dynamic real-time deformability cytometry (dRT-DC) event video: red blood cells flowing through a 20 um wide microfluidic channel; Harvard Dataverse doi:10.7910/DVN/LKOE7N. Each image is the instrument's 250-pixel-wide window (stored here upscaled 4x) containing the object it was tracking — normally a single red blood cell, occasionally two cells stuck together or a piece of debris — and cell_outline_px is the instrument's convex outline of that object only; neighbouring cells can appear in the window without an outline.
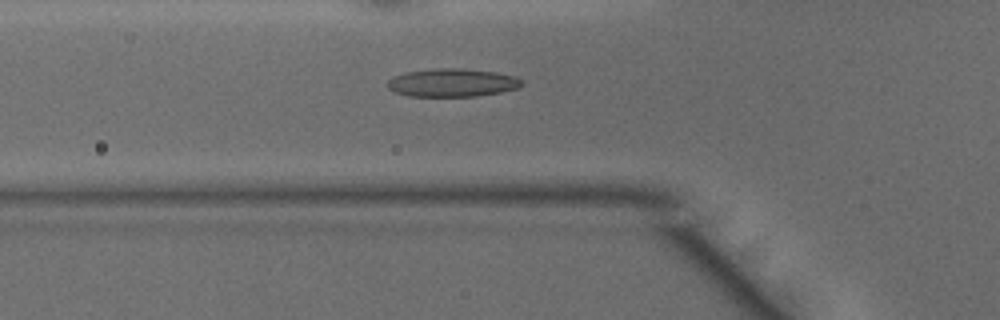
{"species": "common noctule bat (a hibernating species)", "species_latin": "Nyctalus noctula", "temperature_condition": "warm", "stored_images_in_passage": 40, "camera_frame_rate_fps": 3000, "um_per_image_px": 0.085, "animal": {"sex": "male", "body_mass_g": 15.6}, "frame": {"image": 1, "passage_image": 15, "time_ms": 4.667, "image_size_px": [1000, 320], "cell_outline_px": [[524, 84], [520, 88], [500, 92], [476, 96], [408, 96], [396, 92], [388, 88], [388, 80], [392, 76], [404, 72], [440, 68], [460, 68], [496, 72], [516, 76]], "centroid_in_image_um": [38.45, 7.02], "position_along_channel_um": 87.3, "area_um2": 22.08}}
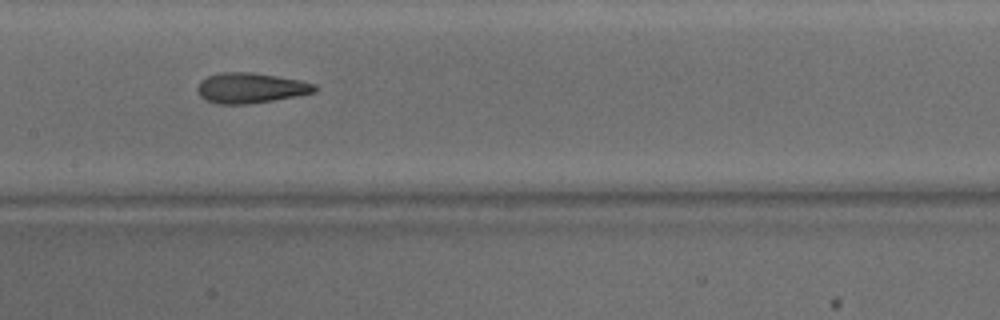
{"frame": {"image": 2, "passage_image": 22, "time_ms": 7.0, "image_size_px": [1000, 320], "cell_outline_px": [[316, 92], [296, 96], [248, 104], [220, 104], [204, 100], [200, 96], [196, 88], [200, 80], [208, 76], [220, 72], [252, 72], [300, 80], [316, 84]], "centroid_in_image_um": [21.27, 7.47], "position_along_channel_um": 186.1, "area_um2": 20.75}}
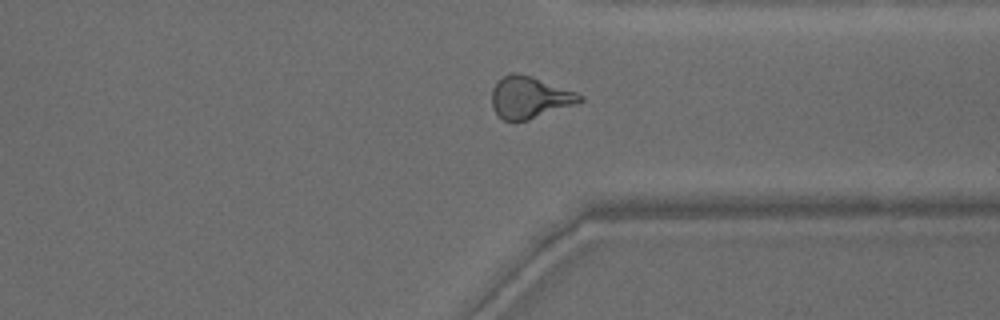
{"frame": {"image": 3, "passage_image": 35, "time_ms": 11.333, "image_size_px": [1000, 320], "cell_outline_px": [[584, 100], [528, 120], [504, 120], [492, 108], [492, 88], [504, 76], [512, 72], [516, 72], [576, 92], [584, 96]], "centroid_in_image_um": [44.99, 8.28], "position_along_channel_um": 366.4, "area_um2": 20.75}, "authors_computed_cell_mechanics": {"area_um2": 20.808, "velocity_mm_per_s": 4.1834, "shape_relaxation_time_tau1_ms": 8.1057, "shape_relaxation_time_tau2_ms": 1.0181, "deformation_change_tau1": 0.2608, "deformation_change_tau2": 0.0964}}